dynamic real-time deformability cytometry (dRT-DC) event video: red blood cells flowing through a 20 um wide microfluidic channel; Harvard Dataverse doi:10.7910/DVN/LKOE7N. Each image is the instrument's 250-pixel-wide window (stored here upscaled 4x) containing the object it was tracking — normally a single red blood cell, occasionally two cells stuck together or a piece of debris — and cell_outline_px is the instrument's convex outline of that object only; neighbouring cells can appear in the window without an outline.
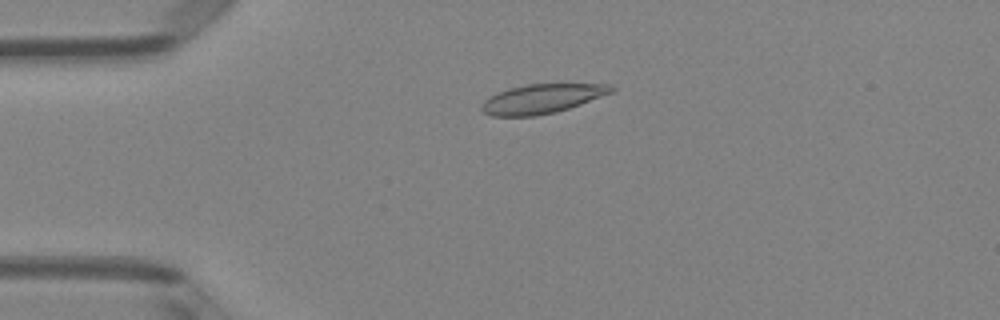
{"species": "Egyptian fruit bat (a non-hibernating species)", "species_latin": "Rousettus aegyptiacus", "temperature_condition": "room temperature", "stored_images_in_passage": 50, "camera_frame_rate_fps": 3000, "um_per_image_px": 0.085, "animal": {"sex": "female"}, "frame": {"image": 1, "passage_image": 12, "time_ms": 3.667, "image_size_px": [1000, 320], "cell_outline_px": [[616, 88], [612, 92], [580, 104], [556, 112], [536, 116], [492, 116], [484, 112], [480, 108], [480, 104], [488, 96], [508, 88], [524, 84], [612, 84]], "centroid_in_image_um": [46.02, 8.39], "position_along_channel_um": 39.0, "area_um2": 22.2}}
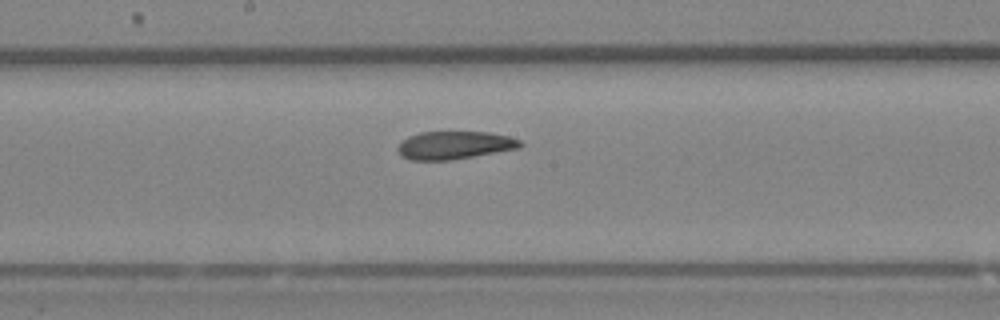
{"frame": {"image": 2, "passage_image": 27, "time_ms": 8.667, "image_size_px": [1000, 320], "cell_outline_px": [[524, 144], [520, 148], [448, 160], [408, 160], [400, 156], [396, 148], [400, 140], [408, 136], [420, 132], [488, 132], [508, 136], [520, 140]], "centroid_in_image_um": [38.57, 12.34], "position_along_channel_um": 209.6, "area_um2": 20.06}}
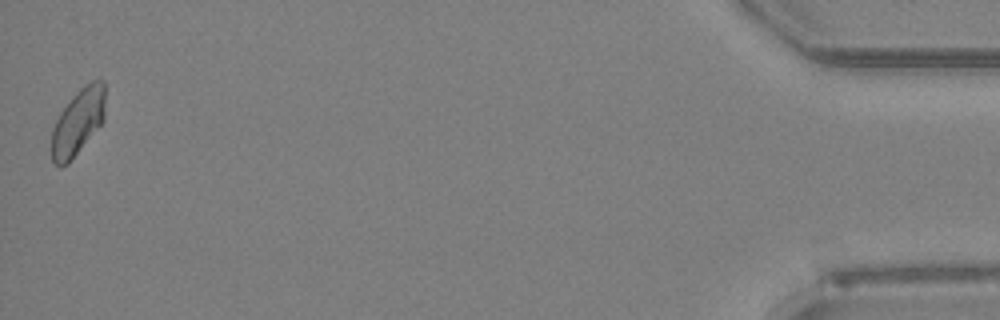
{"frame": {"image": 3, "passage_image": 50, "time_ms": 16.333, "image_size_px": [1000, 320], "cell_outline_px": [[104, 120], [68, 164], [56, 164], [52, 160], [52, 128], [60, 112], [76, 92], [84, 84], [92, 80], [104, 80]], "centroid_in_image_um": [6.63, 10.33], "position_along_channel_um": 428.6, "area_um2": 20.35}, "authors_computed_cell_mechanics": {"area_um2": 21.1837, "velocity_mm_per_s": 4.0509, "shape_relaxation_time_tau1_ms": null, "shape_relaxation_time_tau2_ms": 2.6109, "deformation_change_tau1": null, "deformation_change_tau2": 0.0773}}